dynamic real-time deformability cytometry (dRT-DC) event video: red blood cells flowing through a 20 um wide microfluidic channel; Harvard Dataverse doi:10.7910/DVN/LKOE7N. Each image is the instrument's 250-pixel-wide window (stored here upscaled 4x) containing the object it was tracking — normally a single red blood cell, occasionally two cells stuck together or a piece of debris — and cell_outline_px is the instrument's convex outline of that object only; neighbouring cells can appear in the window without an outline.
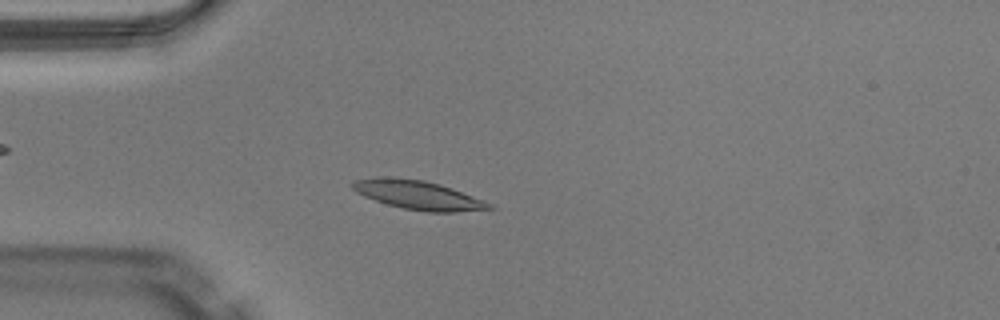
{"species": "Egyptian fruit bat (a non-hibernating species)", "species_latin": "Rousettus aegyptiacus", "temperature_condition": "warm", "stored_images_in_passage": 49, "camera_frame_rate_fps": 3000, "um_per_image_px": 0.085, "animal": {"sex": "male"}, "frame": {"image": 1, "passage_image": 13, "time_ms": 4.0, "image_size_px": [1000, 320], "cell_outline_px": [[496, 208], [456, 212], [428, 212], [404, 208], [388, 204], [364, 196], [356, 192], [352, 188], [352, 184], [356, 180], [376, 176], [388, 176], [424, 180], [440, 184], [452, 188], [484, 200], [492, 204]], "centroid_in_image_um": [35.55, 16.56], "position_along_channel_um": 49.5, "area_um2": 23.0}}
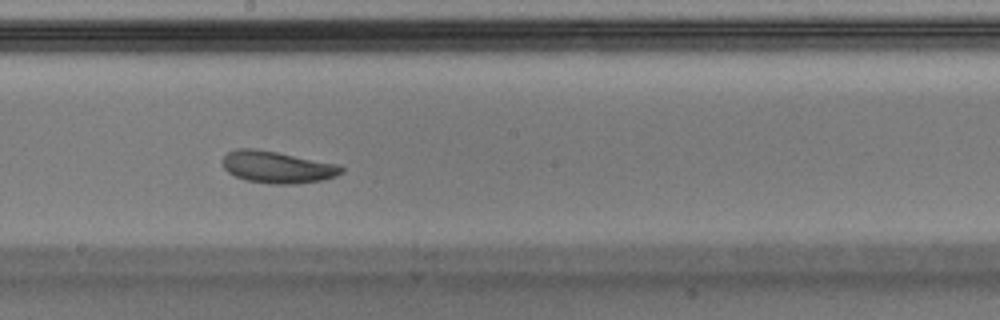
{"frame": {"image": 2, "passage_image": 27, "time_ms": 8.667, "image_size_px": [1000, 320], "cell_outline_px": [[344, 172], [336, 176], [324, 180], [296, 184], [268, 184], [248, 180], [236, 176], [228, 172], [224, 168], [224, 156], [228, 152], [236, 148], [252, 148], [276, 152], [340, 164], [344, 168]], "centroid_in_image_um": [23.63, 14.21], "position_along_channel_um": 224.6, "area_um2": 22.14}}
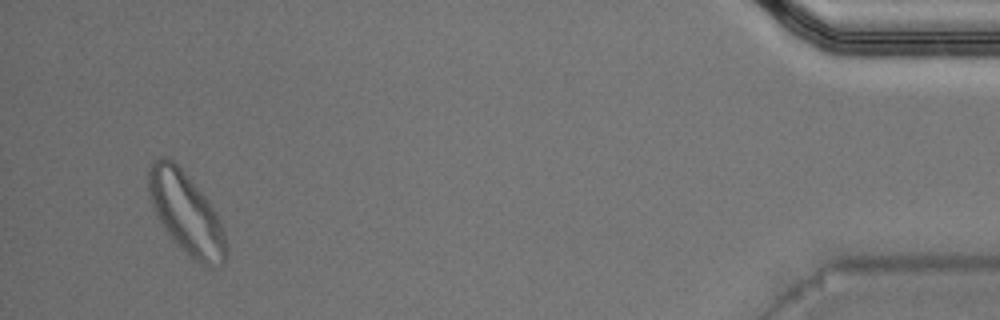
{"frame": {"image": 3, "passage_image": 47, "time_ms": 15.333, "image_size_px": [1000, 320], "cell_outline_px": [[228, 256], [224, 264], [216, 268], [204, 268], [192, 260], [188, 256], [168, 232], [160, 220], [152, 204], [148, 192], [148, 168], [152, 160], [160, 156], [164, 156], [172, 160], [180, 168], [204, 196], [216, 212], [224, 228], [228, 244]], "centroid_in_image_um": [15.88, 18.2], "position_along_channel_um": 419.3, "area_um2": 36.99}, "authors_computed_cell_mechanics": {"area_um2": 21.964, "velocity_mm_per_s": 4.022, "shape_relaxation_time_tau1_ms": 2.2083, "shape_relaxation_time_tau2_ms": 2.1922, "deformation_change_tau1": 0.098, "deformation_change_tau2": 0.0897}}